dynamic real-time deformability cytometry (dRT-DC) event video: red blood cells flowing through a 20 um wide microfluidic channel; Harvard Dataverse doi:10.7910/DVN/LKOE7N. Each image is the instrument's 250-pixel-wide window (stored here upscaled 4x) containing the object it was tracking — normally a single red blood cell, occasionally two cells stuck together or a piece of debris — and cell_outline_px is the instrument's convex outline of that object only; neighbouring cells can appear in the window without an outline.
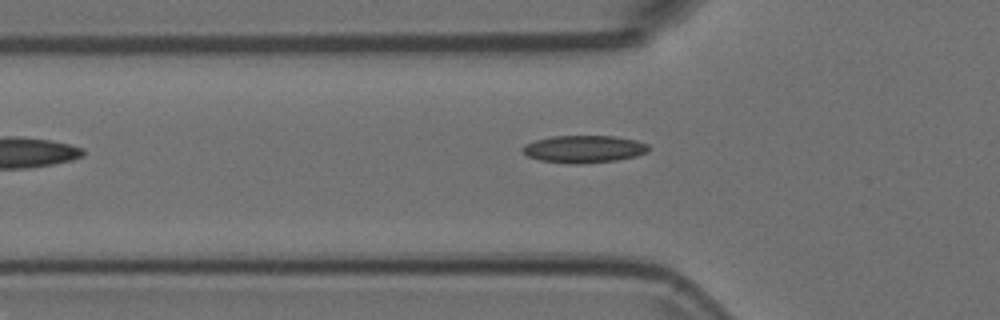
{"species": "Egyptian fruit bat (a non-hibernating species)", "species_latin": "Rousettus aegyptiacus", "temperature_condition": "room temperature", "stored_images_in_passage": 24, "camera_frame_rate_fps": 3000, "um_per_image_px": 0.085, "animal": {"sex": "female"}, "frame": {"image": 1, "passage_image": 3, "time_ms": 0.667, "image_size_px": [1000, 320], "cell_outline_px": [[648, 152], [636, 156], [616, 160], [580, 164], [572, 164], [540, 160], [528, 156], [520, 148], [524, 144], [536, 140], [552, 136], [616, 136], [636, 140], [648, 144]], "centroid_in_image_um": [49.63, 12.66], "position_along_channel_um": 76.2, "area_um2": 20.11}}
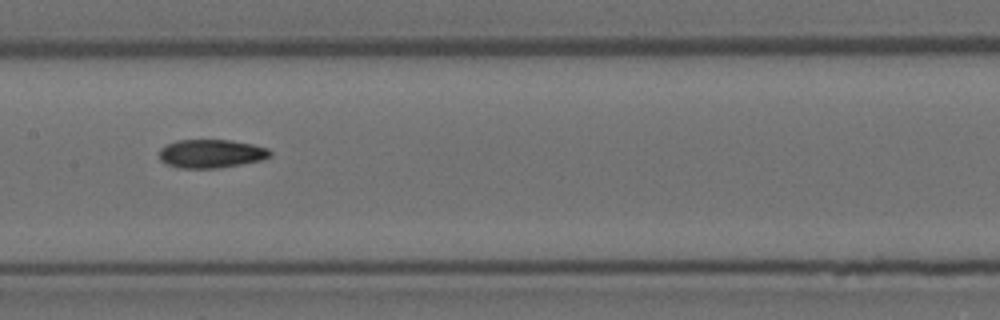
{"frame": {"image": 2, "passage_image": 12, "time_ms": 3.667, "image_size_px": [1000, 320], "cell_outline_px": [[272, 156], [260, 160], [220, 168], [180, 168], [168, 164], [160, 160], [160, 148], [164, 144], [176, 140], [232, 140], [252, 144], [268, 148], [272, 152]], "centroid_in_image_um": [17.94, 13.05], "position_along_channel_um": 189.5, "area_um2": 18.5}}
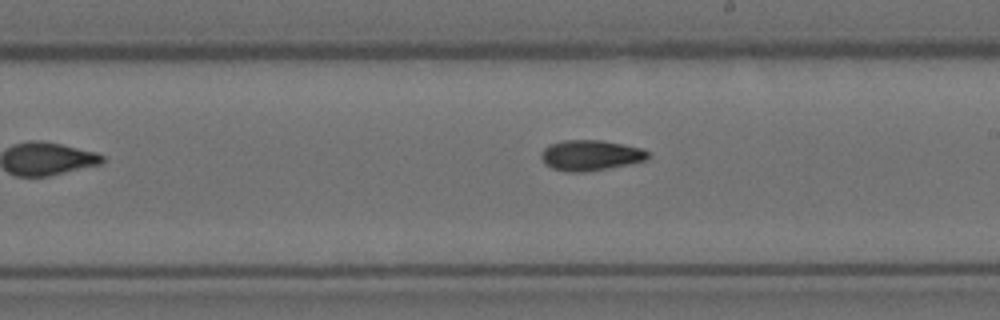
{"frame": {"image": 3, "passage_image": 16, "time_ms": 5.0, "image_size_px": [1000, 320], "cell_outline_px": [[652, 156], [648, 160], [608, 168], [584, 172], [564, 172], [552, 168], [544, 164], [540, 156], [540, 152], [548, 144], [564, 140], [600, 140], [624, 144], [640, 148], [652, 152]], "centroid_in_image_um": [50.2, 13.2], "position_along_channel_um": 238.8, "area_um2": 19.36}}